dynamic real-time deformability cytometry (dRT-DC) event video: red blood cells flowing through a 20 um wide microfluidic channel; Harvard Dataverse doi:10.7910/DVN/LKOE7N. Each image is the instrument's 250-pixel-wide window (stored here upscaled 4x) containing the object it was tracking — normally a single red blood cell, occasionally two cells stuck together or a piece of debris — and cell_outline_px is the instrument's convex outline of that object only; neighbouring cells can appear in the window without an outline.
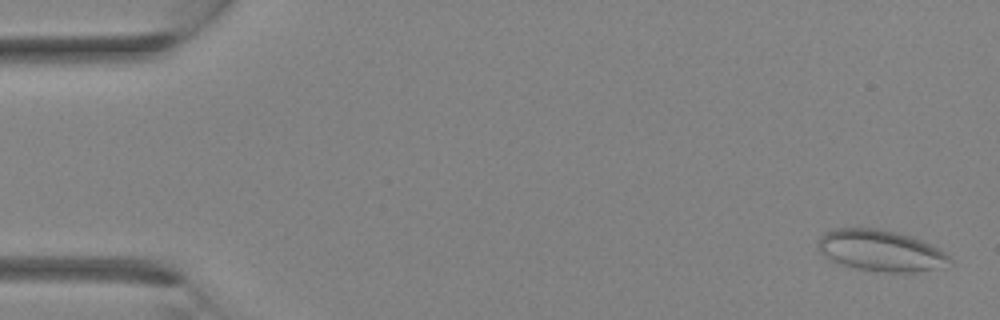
{"species": "Egyptian fruit bat (a non-hibernating species)", "species_latin": "Rousettus aegyptiacus", "temperature_condition": "room temperature", "stored_images_in_passage": 4, "camera_frame_rate_fps": 3000, "um_per_image_px": 0.085, "animal": {"sex": "female"}, "frame": {"image": 1, "passage_image": 4, "time_ms": 1.0, "image_size_px": [1000, 320], "cell_outline_px": [[952, 264], [944, 268], [912, 272], [884, 272], [860, 268], [840, 264], [828, 260], [820, 252], [816, 244], [820, 236], [824, 232], [832, 228], [880, 228], [896, 232], [920, 240], [944, 252], [952, 260]], "centroid_in_image_um": [74.82, 21.3], "position_along_channel_um": 10.2, "area_um2": 31.73}}